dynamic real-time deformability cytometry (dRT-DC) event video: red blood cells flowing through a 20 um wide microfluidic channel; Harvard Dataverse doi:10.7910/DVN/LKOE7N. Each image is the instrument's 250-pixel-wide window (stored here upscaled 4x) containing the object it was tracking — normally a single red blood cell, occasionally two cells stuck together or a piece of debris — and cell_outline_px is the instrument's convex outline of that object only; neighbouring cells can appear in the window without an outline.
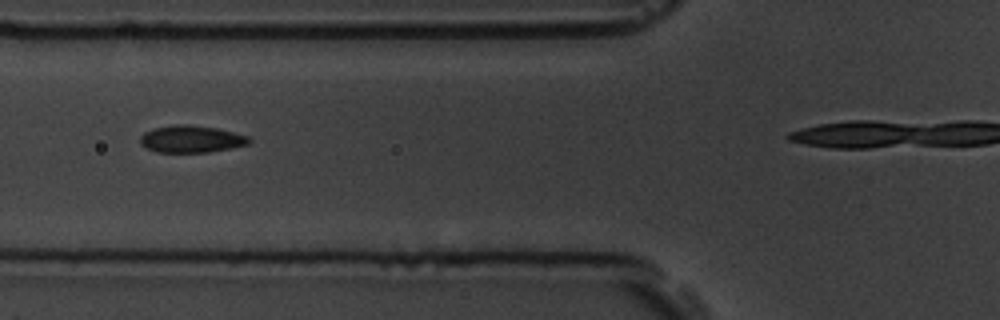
{"species": "common noctule bat (a hibernating species)", "species_latin": "Nyctalus noctula", "temperature_condition": "room temperature", "stored_images_in_passage": 6, "camera_frame_rate_fps": 3000, "um_per_image_px": 0.085, "animal": {"sex": "male", "body_mass_g": 19.5, "forearm_length_mm": 54.6}, "frame": {"image": 1, "passage_image": 5, "time_ms": 4.333, "image_size_px": [1000, 320], "cell_outline_px": [[252, 140], [248, 144], [232, 148], [208, 152], [156, 152], [140, 144], [140, 136], [144, 132], [156, 128], [176, 124], [188, 124], [216, 128], [248, 136]], "centroid_in_image_um": [16.26, 11.82], "position_along_channel_um": 109.5, "area_um2": 17.11}}